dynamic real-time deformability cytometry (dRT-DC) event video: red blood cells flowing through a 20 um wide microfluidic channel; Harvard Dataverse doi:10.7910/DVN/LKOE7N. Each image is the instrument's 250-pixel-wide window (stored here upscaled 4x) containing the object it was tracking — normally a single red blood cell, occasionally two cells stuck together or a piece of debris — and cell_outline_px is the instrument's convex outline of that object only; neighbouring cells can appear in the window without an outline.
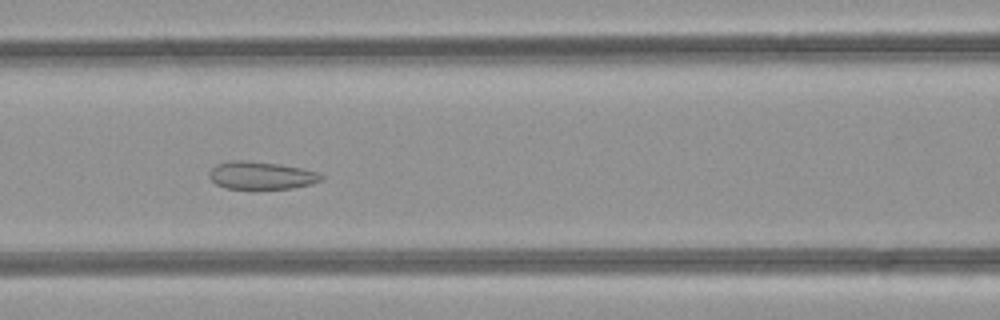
{"species": "common noctule bat (a hibernating species)", "species_latin": "Nyctalus noctula", "temperature_condition": "room temperature", "stored_images_in_passage": 46, "camera_frame_rate_fps": 3000, "um_per_image_px": 0.085, "animal": {"sex": "female", "body_mass_g": 21.9}, "frame": {"image": 1, "passage_image": 17, "time_ms": 5.333, "image_size_px": [1000, 320], "cell_outline_px": [[324, 180], [312, 184], [292, 188], [224, 188], [216, 184], [208, 176], [208, 172], [216, 164], [228, 160], [240, 160], [280, 164], [320, 172], [324, 176]], "centroid_in_image_um": [22.22, 14.9], "position_along_channel_um": 144.4, "area_um2": 18.15}}
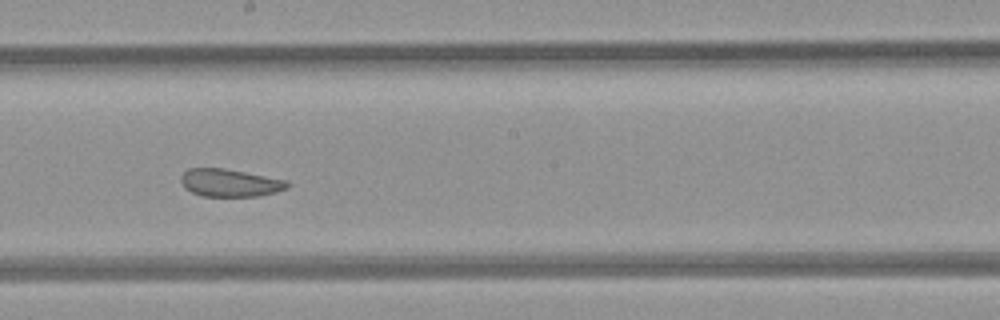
{"frame": {"image": 2, "passage_image": 23, "time_ms": 7.333, "image_size_px": [1000, 320], "cell_outline_px": [[288, 188], [276, 192], [260, 196], [200, 196], [184, 188], [180, 180], [180, 176], [188, 168], [224, 168], [288, 180]], "centroid_in_image_um": [19.53, 15.54], "position_along_channel_um": 228.7, "area_um2": 17.28}}
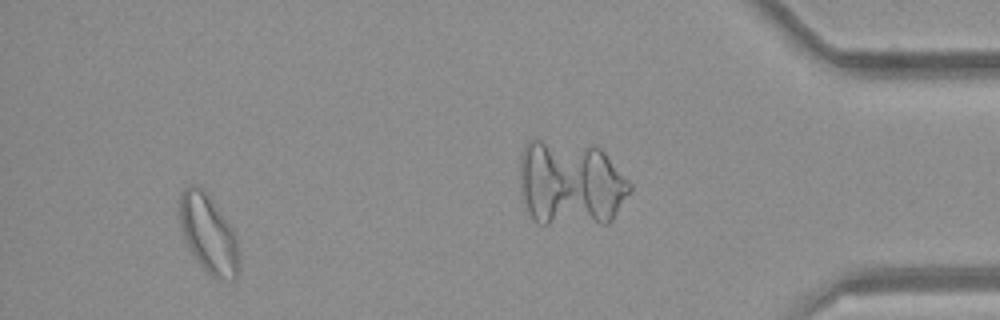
{"frame": {"image": 3, "passage_image": 42, "time_ms": 13.667, "image_size_px": [1000, 320], "cell_outline_px": [[240, 272], [232, 280], [212, 276], [196, 260], [184, 236], [180, 224], [180, 192], [184, 188], [192, 184], [200, 188], [208, 196], [232, 228], [236, 236], [240, 264]], "centroid_in_image_um": [17.74, 19.9], "position_along_channel_um": 417.5, "area_um2": 26.47}, "authors_computed_cell_mechanics": {"area_um2": 21.8195, "velocity_mm_per_s": 4.2171, "shape_relaxation_time_tau1_ms": null, "shape_relaxation_time_tau2_ms": 1.1867, "deformation_change_tau1": null, "deformation_change_tau2": 0.0744}}